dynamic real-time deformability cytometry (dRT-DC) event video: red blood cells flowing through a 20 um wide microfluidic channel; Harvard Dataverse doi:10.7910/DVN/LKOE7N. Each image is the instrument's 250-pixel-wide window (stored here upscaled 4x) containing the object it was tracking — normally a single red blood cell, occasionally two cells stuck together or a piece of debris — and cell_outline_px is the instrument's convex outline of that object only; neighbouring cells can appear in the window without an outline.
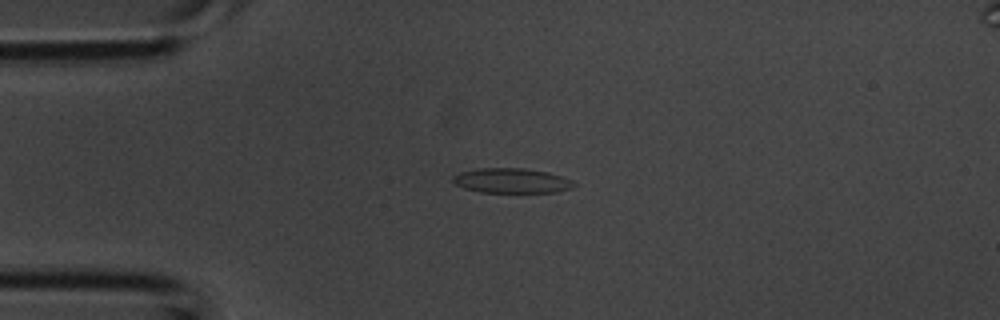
{"species": "common noctule bat (a hibernating species)", "species_latin": "Nyctalus noctula", "temperature_condition": "room temperature", "stored_images_in_passage": 3, "camera_frame_rate_fps": 3000, "um_per_image_px": 0.085, "animal": {"sex": "male", "body_mass_g": 20.1, "forearm_length_mm": 53.5}, "frame": {"image": 1, "passage_image": 3, "time_ms": 0.667, "image_size_px": [1000, 320], "cell_outline_px": [[576, 184], [572, 188], [556, 192], [480, 192], [464, 188], [456, 184], [452, 180], [452, 176], [460, 172], [480, 168], [524, 168], [548, 172], [572, 180]], "centroid_in_image_um": [43.49, 15.35], "position_along_channel_um": 41.5, "area_um2": 17.46}}